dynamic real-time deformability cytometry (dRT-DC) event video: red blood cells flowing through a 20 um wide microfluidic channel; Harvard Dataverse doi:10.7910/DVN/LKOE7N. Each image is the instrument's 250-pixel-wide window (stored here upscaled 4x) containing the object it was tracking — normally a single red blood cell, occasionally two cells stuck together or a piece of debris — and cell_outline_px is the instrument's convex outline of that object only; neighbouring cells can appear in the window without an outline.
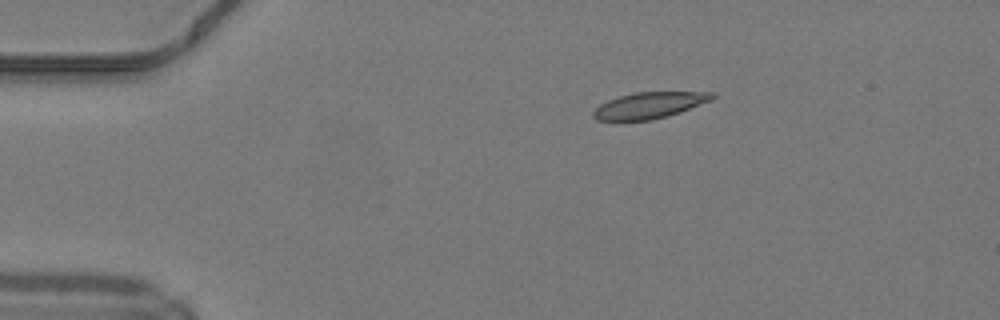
{"species": "common noctule bat (a hibernating species)", "species_latin": "Nyctalus noctula", "temperature_condition": "warm", "stored_images_in_passage": 41, "camera_frame_rate_fps": 3000, "um_per_image_px": 0.085, "animal": {"sex": "male", "body_mass_g": 19.2, "forearm_length_mm": 51.8}, "frame": {"image": 1, "passage_image": 1, "time_ms": 0.0, "image_size_px": [1000, 320], "cell_outline_px": [[716, 96], [712, 100], [680, 112], [668, 116], [652, 120], [596, 120], [592, 116], [592, 112], [600, 104], [608, 100], [620, 96], [636, 92], [716, 92]], "centroid_in_image_um": [55.22, 8.95], "position_along_channel_um": 29.8, "area_um2": 18.15}}
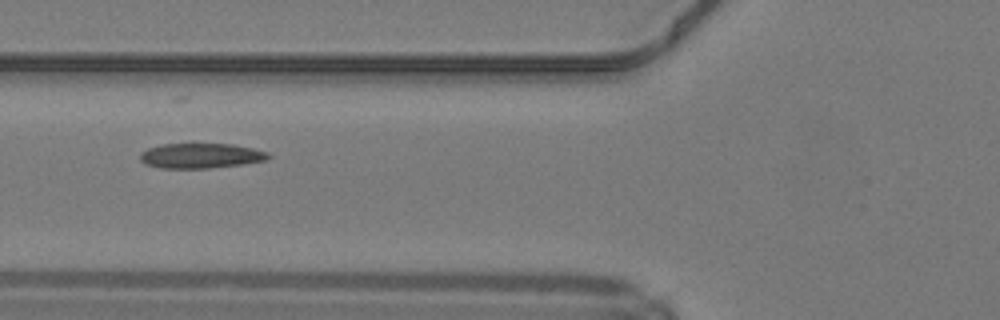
{"frame": {"image": 2, "passage_image": 11, "time_ms": 3.333, "image_size_px": [1000, 320], "cell_outline_px": [[272, 156], [268, 160], [240, 164], [208, 168], [160, 168], [144, 164], [140, 160], [140, 152], [148, 148], [160, 144], [192, 140], [232, 144], [252, 148], [268, 152]], "centroid_in_image_um": [17.02, 13.18], "position_along_channel_um": 108.8, "area_um2": 19.77}}
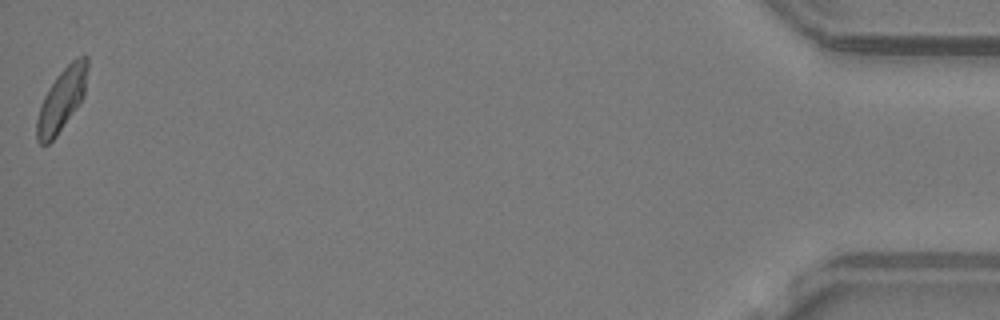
{"frame": {"image": 3, "passage_image": 41, "time_ms": 13.333, "image_size_px": [1000, 320], "cell_outline_px": [[88, 68], [84, 96], [80, 104], [56, 136], [48, 144], [40, 144], [36, 140], [36, 120], [40, 104], [48, 88], [56, 76], [76, 56], [88, 56]], "centroid_in_image_um": [5.24, 8.47], "position_along_channel_um": 430.0, "area_um2": 18.67}, "authors_computed_cell_mechanics": {"area_um2": 18.785, "velocity_mm_per_s": 4.1934, "shape_relaxation_time_tau1_ms": 7.0534, "shape_relaxation_time_tau2_ms": 8.9606, "deformation_change_tau1": 0.1678, "deformation_change_tau2": 0.1315}}